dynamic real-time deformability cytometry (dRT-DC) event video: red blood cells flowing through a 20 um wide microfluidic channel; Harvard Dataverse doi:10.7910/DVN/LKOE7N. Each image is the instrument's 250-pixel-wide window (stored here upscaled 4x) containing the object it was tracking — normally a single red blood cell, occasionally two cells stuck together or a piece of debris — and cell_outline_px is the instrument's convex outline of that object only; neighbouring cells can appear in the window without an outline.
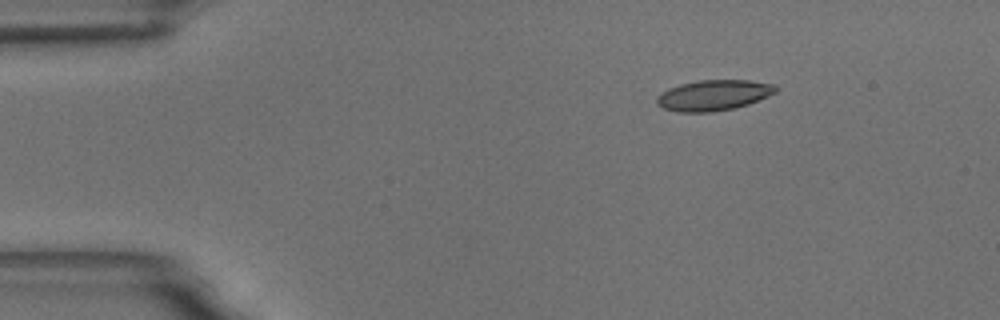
{"species": "common noctule bat (a hibernating species)", "species_latin": "Nyctalus noctula", "temperature_condition": "room temperature", "stored_images_in_passage": 15, "camera_frame_rate_fps": 3000, "um_per_image_px": 0.085, "animal": {"sex": "male", "body_mass_g": 18.8}, "frame": {"image": 1, "passage_image": 3, "time_ms": 2.333, "image_size_px": [1000, 320], "cell_outline_px": [[776, 92], [768, 96], [748, 104], [732, 108], [712, 112], [680, 112], [664, 108], [656, 104], [656, 96], [660, 92], [668, 88], [680, 84], [700, 80], [748, 80], [776, 84]], "centroid_in_image_um": [60.62, 8.09], "position_along_channel_um": 24.4, "area_um2": 21.21}}
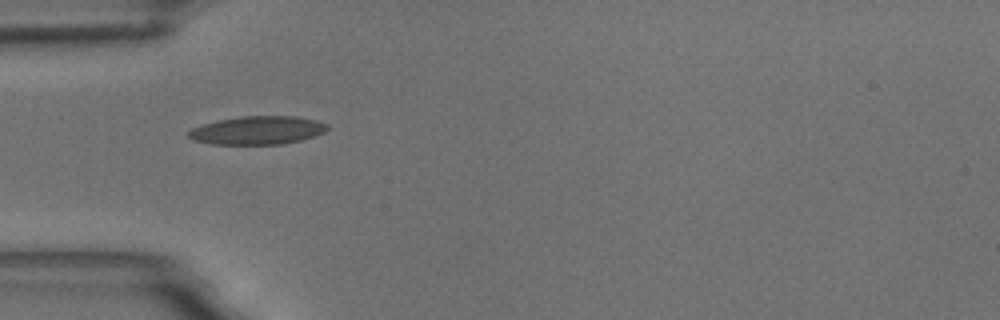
{"frame": {"image": 2, "passage_image": 5, "time_ms": 5.333, "image_size_px": [1000, 320], "cell_outline_px": [[328, 128], [324, 132], [300, 140], [280, 144], [212, 144], [192, 140], [188, 136], [188, 132], [192, 128], [216, 120], [240, 116], [296, 116], [316, 120], [328, 124]], "centroid_in_image_um": [21.86, 11.07], "position_along_channel_um": 63.1, "area_um2": 22.83}}
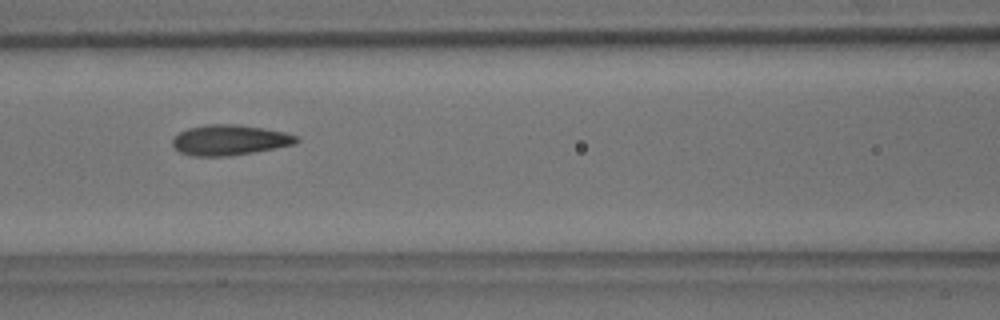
{"frame": {"image": 3, "passage_image": 7, "time_ms": 7.667, "image_size_px": [1000, 320], "cell_outline_px": [[300, 140], [296, 144], [252, 152], [228, 156], [192, 156], [180, 152], [172, 144], [172, 140], [180, 132], [188, 128], [208, 124], [240, 124], [264, 128], [284, 132], [300, 136]], "centroid_in_image_um": [19.55, 11.89], "position_along_channel_um": 147.0, "area_um2": 21.96}, "authors_computed_cell_mechanics": {"area_um2": 21.097, "velocity_mm_per_s": 3.6033, "shape_relaxation_time_tau1_ms": 2.9803, "shape_relaxation_time_tau2_ms": 1.1275, "deformation_change_tau1": 0.1089, "deformation_change_tau2": 0.0538}}